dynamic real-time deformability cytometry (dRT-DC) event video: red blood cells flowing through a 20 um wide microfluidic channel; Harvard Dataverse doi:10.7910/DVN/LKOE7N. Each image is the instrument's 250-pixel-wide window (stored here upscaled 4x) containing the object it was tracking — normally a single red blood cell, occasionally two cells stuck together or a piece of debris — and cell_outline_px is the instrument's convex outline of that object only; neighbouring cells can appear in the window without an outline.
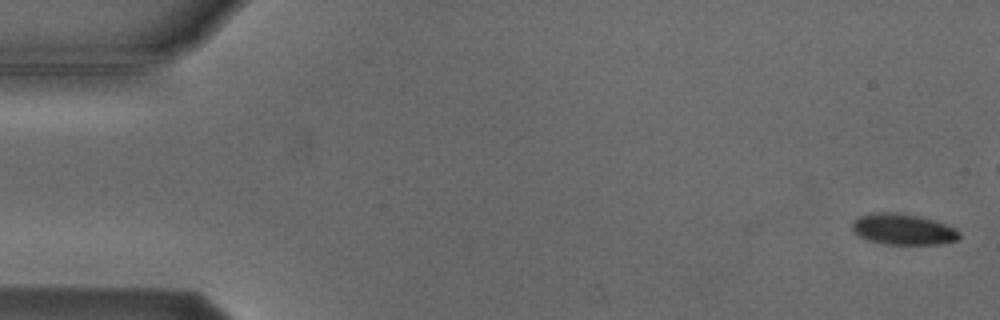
{"species": "Egyptian fruit bat (a non-hibernating species)", "species_latin": "Rousettus aegyptiacus", "temperature_condition": "cold", "stored_images_in_passage": 6, "camera_frame_rate_fps": 3000, "um_per_image_px": 0.085, "animal": {"sex": "male"}, "frame": {"image": 1, "passage_image": 1, "time_ms": 0.0, "image_size_px": [1000, 320], "cell_outline_px": [[960, 236], [956, 240], [940, 244], [884, 244], [868, 240], [860, 236], [852, 228], [852, 224], [860, 216], [872, 212], [896, 212], [920, 216], [944, 224], [960, 232]], "centroid_in_image_um": [76.75, 19.48], "position_along_channel_um": 8.3, "area_um2": 19.07}}
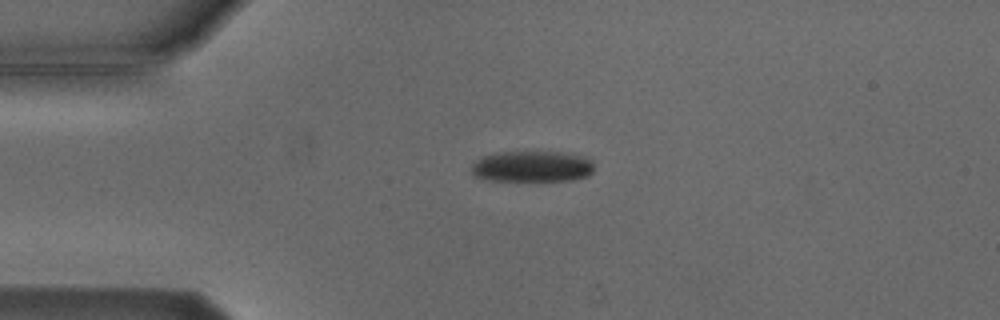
{"frame": {"image": 2, "passage_image": 6, "time_ms": 6.0, "image_size_px": [1000, 320], "cell_outline_px": [[596, 168], [588, 176], [572, 180], [492, 180], [476, 176], [472, 172], [472, 164], [476, 160], [484, 156], [496, 152], [560, 152], [584, 156], [592, 160]], "centroid_in_image_um": [45.29, 14.14], "position_along_channel_um": 39.7, "area_um2": 22.14}}